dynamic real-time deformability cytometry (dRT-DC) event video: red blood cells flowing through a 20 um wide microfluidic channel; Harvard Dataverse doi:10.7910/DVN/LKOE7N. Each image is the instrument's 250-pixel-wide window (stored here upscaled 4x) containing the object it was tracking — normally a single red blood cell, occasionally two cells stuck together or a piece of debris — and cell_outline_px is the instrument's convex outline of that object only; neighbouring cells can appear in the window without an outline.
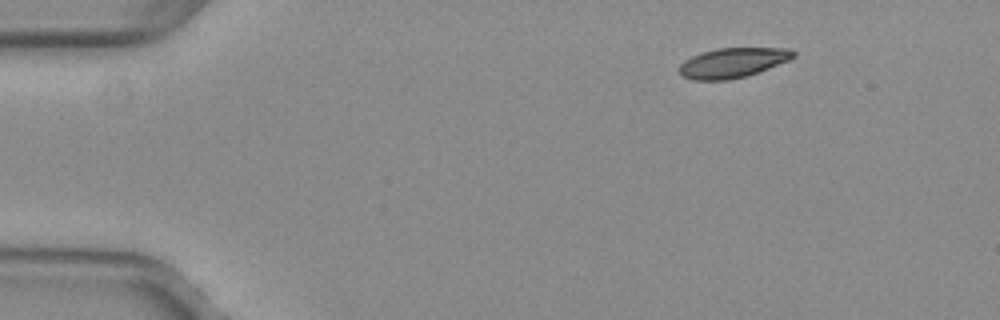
{"species": "common noctule bat (a hibernating species)", "species_latin": "Nyctalus noctula", "temperature_condition": "warm", "stored_images_in_passage": 46, "camera_frame_rate_fps": 3000, "um_per_image_px": 0.085, "animal": {"sex": "female", "body_mass_g": 29.2, "forearm_length_mm": 56.3}, "frame": {"image": 1, "passage_image": 1, "time_ms": 0.0, "image_size_px": [1000, 320], "cell_outline_px": [[796, 56], [788, 60], [768, 68], [744, 76], [728, 80], [692, 80], [684, 76], [680, 72], [680, 64], [684, 60], [700, 52], [716, 48], [792, 48], [796, 52]], "centroid_in_image_um": [62.28, 5.31], "position_along_channel_um": 22.7, "area_um2": 19.71}}
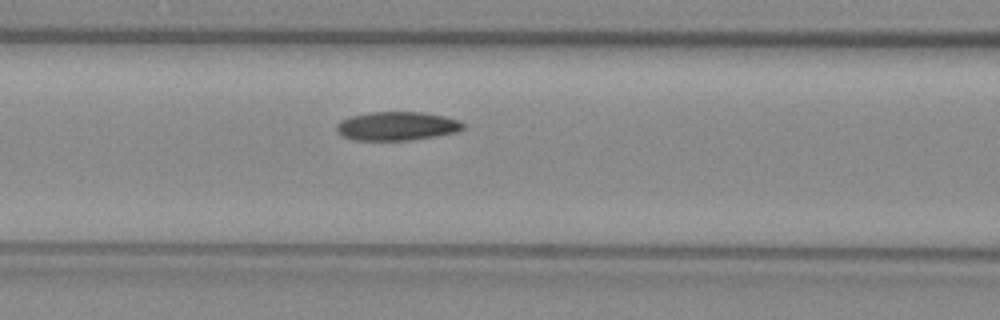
{"frame": {"image": 2, "passage_image": 16, "time_ms": 5.0, "image_size_px": [1000, 320], "cell_outline_px": [[464, 128], [456, 132], [408, 140], [352, 140], [340, 136], [336, 132], [336, 124], [340, 120], [352, 116], [372, 112], [420, 112], [444, 116], [460, 120], [464, 124]], "centroid_in_image_um": [33.68, 10.72], "position_along_channel_um": 132.9, "area_um2": 21.15}}
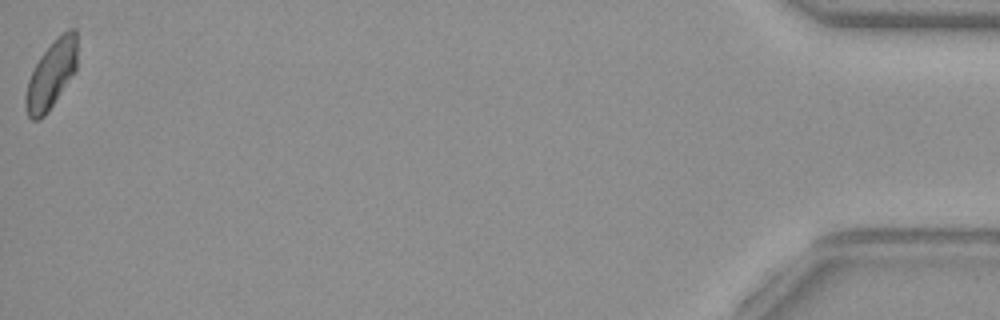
{"frame": {"image": 3, "passage_image": 46, "time_ms": 15.0, "image_size_px": [1000, 320], "cell_outline_px": [[76, 72], [48, 112], [44, 116], [36, 120], [32, 120], [28, 116], [24, 108], [24, 100], [28, 80], [40, 56], [68, 28], [76, 28]], "centroid_in_image_um": [4.35, 6.4], "position_along_channel_um": 430.8, "area_um2": 20.23}}